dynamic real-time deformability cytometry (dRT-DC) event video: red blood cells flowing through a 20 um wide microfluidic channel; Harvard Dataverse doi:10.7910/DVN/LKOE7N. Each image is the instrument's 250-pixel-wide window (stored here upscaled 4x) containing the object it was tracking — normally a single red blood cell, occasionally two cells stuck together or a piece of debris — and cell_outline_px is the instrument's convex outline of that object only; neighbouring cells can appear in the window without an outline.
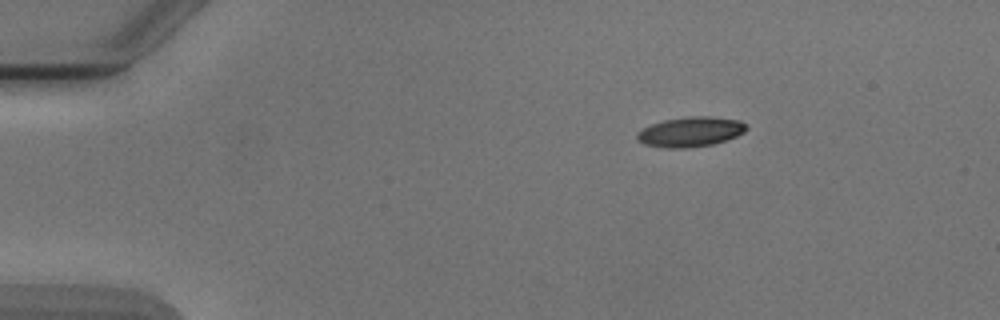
{"species": "Egyptian fruit bat (a non-hibernating species)", "species_latin": "Rousettus aegyptiacus", "temperature_condition": "cold", "stored_images_in_passage": 4, "segment_of_instrument_passage": [1, 2], "camera_frame_rate_fps": 3000, "um_per_image_px": 0.085, "animal": {"sex": "male"}, "frame": {"image": 1, "passage_image": 1, "time_ms": 0.0, "image_size_px": [1000, 320], "cell_outline_px": [[748, 128], [744, 132], [728, 140], [712, 144], [688, 148], [664, 148], [644, 144], [636, 140], [636, 132], [652, 124], [664, 120], [688, 116], [708, 116], [740, 120], [748, 124]], "centroid_in_image_um": [58.7, 11.21], "position_along_channel_um": 26.3, "area_um2": 19.25}}